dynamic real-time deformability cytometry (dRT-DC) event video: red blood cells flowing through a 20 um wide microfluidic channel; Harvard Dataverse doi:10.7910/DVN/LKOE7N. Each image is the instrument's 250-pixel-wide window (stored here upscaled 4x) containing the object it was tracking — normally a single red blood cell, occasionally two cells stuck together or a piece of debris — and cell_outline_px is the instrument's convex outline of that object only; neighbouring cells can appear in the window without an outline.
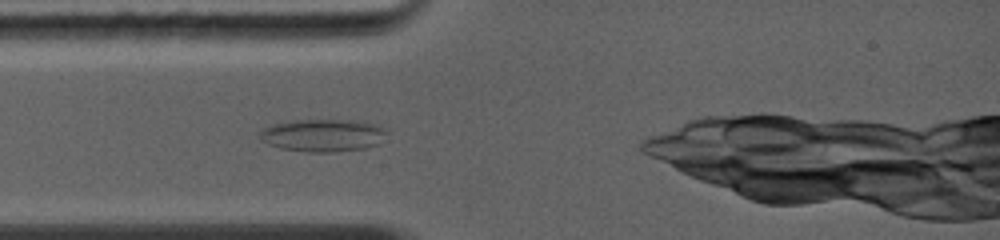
{"species": "common noctule bat (a hibernating species)", "species_latin": "Nyctalus noctula", "temperature_condition": "warm", "stored_images_in_passage": 4, "camera_frame_rate_fps": 5000, "um_per_image_px": 0.085, "animal": {"sex": "female", "body_mass_g": 19.0, "forearm_length_mm": 56.7}, "frame": {"image": 1, "passage_image": 2, "time_ms": 0.6, "image_size_px": [1000, 240], "cell_outline_px": [[388, 128], [380, 144], [364, 148], [332, 152], [308, 152], [280, 148], [268, 144], [260, 136], [260, 128], [272, 124], [292, 120], [364, 120]], "centroid_in_image_um": [27.48, 11.48], "position_along_channel_um": 57.5, "area_um2": 24.39}}